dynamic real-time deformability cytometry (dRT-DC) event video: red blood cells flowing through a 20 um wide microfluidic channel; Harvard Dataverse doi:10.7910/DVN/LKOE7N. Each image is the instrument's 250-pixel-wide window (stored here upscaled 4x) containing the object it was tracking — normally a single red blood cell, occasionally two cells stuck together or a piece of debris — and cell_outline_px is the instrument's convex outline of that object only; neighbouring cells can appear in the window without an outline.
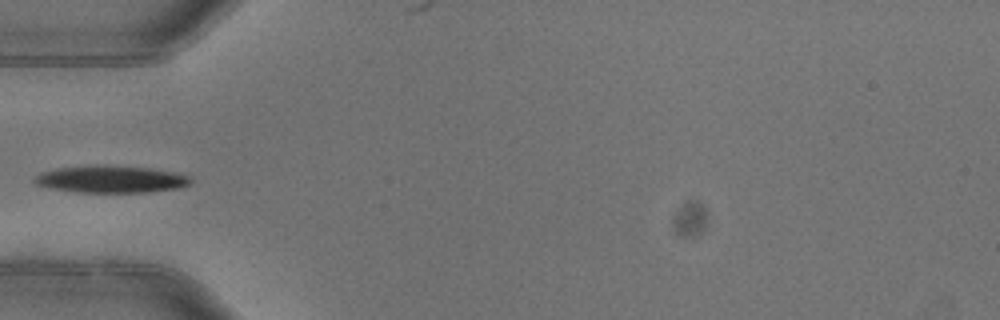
{"species": "common noctule bat (a hibernating species)", "species_latin": "Nyctalus noctula", "temperature_condition": "warm", "stored_images_in_passage": 5, "camera_frame_rate_fps": 3000, "um_per_image_px": 0.085, "animal": {"sex": "female"}, "frame": {"image": 1, "passage_image": 5, "time_ms": 1.333, "image_size_px": [1000, 320], "cell_outline_px": [[192, 184], [180, 188], [148, 192], [76, 192], [48, 188], [32, 184], [32, 180], [40, 172], [60, 168], [88, 164], [104, 164], [152, 168], [172, 172], [188, 176], [192, 180]], "centroid_in_image_um": [9.39, 15.22], "position_along_channel_um": 75.6, "area_um2": 25.2}}